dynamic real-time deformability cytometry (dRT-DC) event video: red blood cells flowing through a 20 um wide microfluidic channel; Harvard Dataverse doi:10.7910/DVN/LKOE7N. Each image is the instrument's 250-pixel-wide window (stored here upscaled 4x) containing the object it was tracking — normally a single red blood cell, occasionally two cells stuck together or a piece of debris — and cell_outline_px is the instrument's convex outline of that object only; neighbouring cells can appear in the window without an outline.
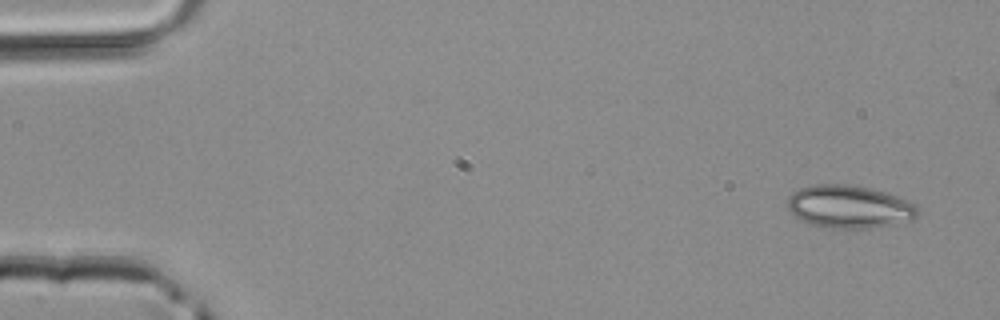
{"species": "common noctule bat (a hibernating species)", "species_latin": "Nyctalus noctula", "temperature_condition": "room temperature", "stored_images_in_passage": 5, "camera_frame_rate_fps": 3000, "um_per_image_px": 0.085, "animal": {"sex": "male", "body_mass_g": 20.4}, "frame": {"image": 1, "passage_image": 1, "time_ms": 0.0, "image_size_px": [1000, 320], "cell_outline_px": [[920, 212], [912, 220], [892, 224], [868, 228], [832, 228], [808, 224], [800, 220], [788, 208], [788, 196], [792, 192], [800, 188], [812, 184], [848, 184], [888, 192], [916, 204], [920, 208]], "centroid_in_image_um": [72.2, 17.56], "position_along_channel_um": 12.8, "area_um2": 32.71}}